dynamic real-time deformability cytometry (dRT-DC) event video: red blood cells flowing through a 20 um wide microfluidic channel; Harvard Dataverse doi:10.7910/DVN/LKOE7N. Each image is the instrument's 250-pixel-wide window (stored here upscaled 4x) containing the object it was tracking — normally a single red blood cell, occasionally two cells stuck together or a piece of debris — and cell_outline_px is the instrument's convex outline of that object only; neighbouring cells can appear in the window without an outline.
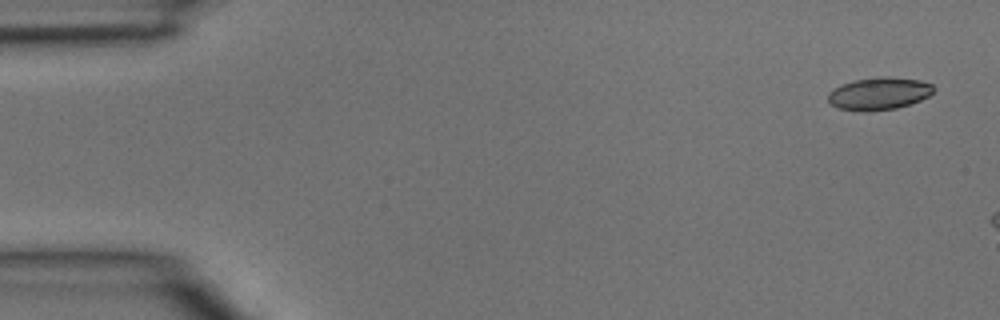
{"species": "common noctule bat (a hibernating species)", "species_latin": "Nyctalus noctula", "temperature_condition": "room temperature", "stored_images_in_passage": 3, "segment_of_instrument_passage": [2, 2], "camera_frame_rate_fps": 3000, "um_per_image_px": 0.085, "animal": {"sex": "male", "body_mass_g": 15.6}, "frame": {"image": 1, "passage_image": 3, "time_ms": 0.667, "image_size_px": [1000, 320], "cell_outline_px": [[936, 88], [928, 96], [920, 100], [896, 108], [864, 112], [840, 108], [832, 104], [828, 100], [828, 92], [832, 88], [840, 84], [856, 80], [880, 76], [888, 76], [920, 80], [932, 84]], "centroid_in_image_um": [74.71, 7.94], "position_along_channel_um": 10.3, "area_um2": 20.0}}